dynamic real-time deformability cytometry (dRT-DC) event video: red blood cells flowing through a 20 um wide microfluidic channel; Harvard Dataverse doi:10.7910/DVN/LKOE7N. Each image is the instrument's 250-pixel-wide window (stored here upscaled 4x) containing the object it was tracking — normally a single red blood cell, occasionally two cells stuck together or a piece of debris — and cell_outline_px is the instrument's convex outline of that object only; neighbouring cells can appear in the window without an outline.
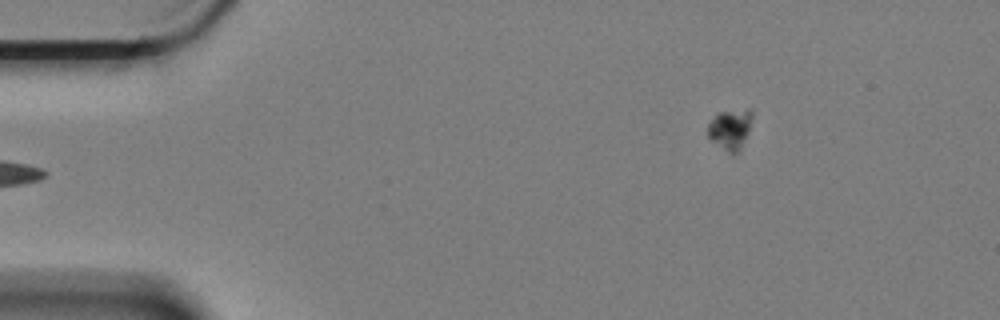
{"species": "Egyptian fruit bat (a non-hibernating species)", "species_latin": "Rousettus aegyptiacus", "temperature_condition": "cold", "stored_images_in_passage": 5, "camera_frame_rate_fps": 3000, "um_per_image_px": 0.085, "animal": {"sex": "female"}, "frame": {"image": 1, "passage_image": 5, "time_ms": 1.333, "image_size_px": [1000, 320], "cell_outline_px": [[752, 116], [748, 132], [736, 152], [728, 152], [712, 140], [708, 136], [708, 124], [712, 116], [716, 112], [748, 108], [752, 108]], "centroid_in_image_um": [62.05, 10.89], "position_along_channel_um": 23.0, "area_um2": 10.23}}